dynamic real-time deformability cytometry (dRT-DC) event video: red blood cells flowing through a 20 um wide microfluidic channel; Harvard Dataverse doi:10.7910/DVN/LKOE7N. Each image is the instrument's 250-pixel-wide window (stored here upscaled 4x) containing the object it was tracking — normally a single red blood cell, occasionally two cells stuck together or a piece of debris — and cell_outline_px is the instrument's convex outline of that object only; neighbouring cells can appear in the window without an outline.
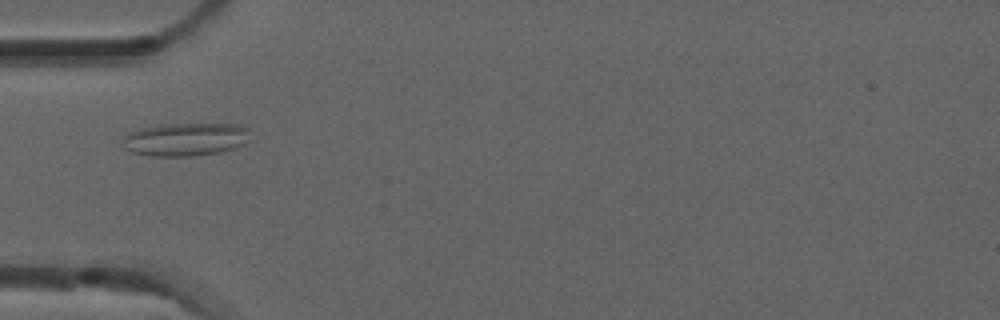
{"species": "common noctule bat (a hibernating species)", "species_latin": "Nyctalus noctula", "temperature_condition": "room temperature", "stored_images_in_passage": 4, "camera_frame_rate_fps": 3000, "um_per_image_px": 0.085, "animal": {"sex": "male", "forearm_length_mm": 52.5}, "frame": {"image": 1, "passage_image": 1, "time_ms": 0.0, "image_size_px": [1000, 320], "cell_outline_px": [[248, 140], [244, 144], [220, 152], [192, 156], [152, 156], [132, 152], [124, 148], [124, 136], [128, 132], [140, 128], [160, 124], [240, 124], [248, 128]], "centroid_in_image_um": [15.75, 11.84], "position_along_channel_um": 69.3, "area_um2": 24.62}}
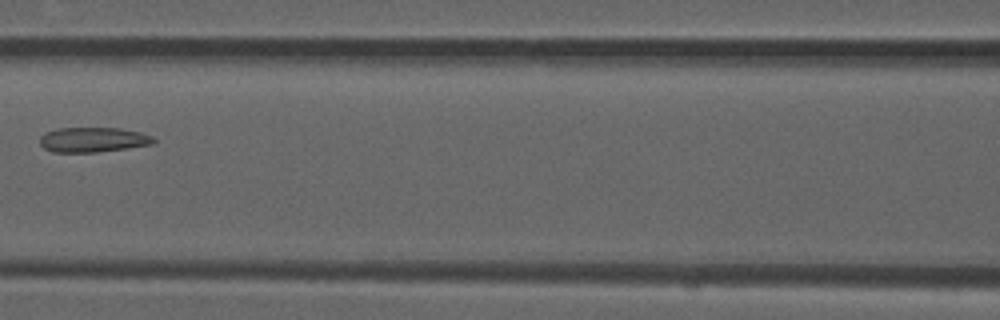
{"frame": {"image": 2, "passage_image": 3, "time_ms": 0.667, "image_size_px": [1000, 320], "cell_outline_px": [[156, 140], [152, 144], [128, 148], [96, 152], [52, 152], [44, 148], [40, 144], [40, 136], [44, 132], [56, 128], [120, 128], [140, 132], [152, 136]], "centroid_in_image_um": [7.88, 11.87], "position_along_channel_um": 158.7, "area_um2": 16.59}}
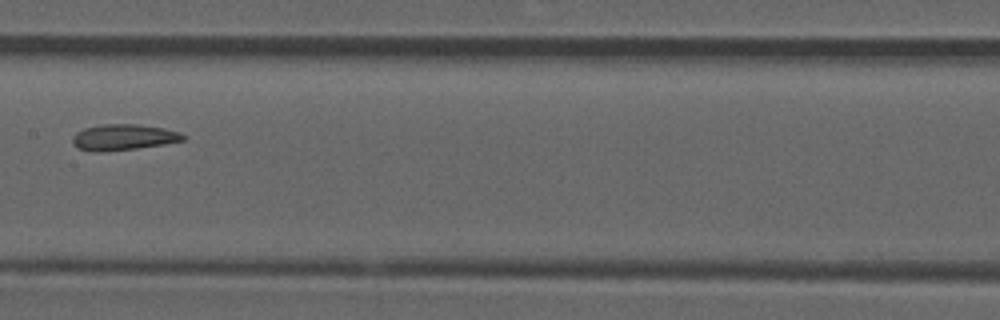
{"frame": {"image": 3, "passage_image": 4, "time_ms": 1.0, "image_size_px": [1000, 320], "cell_outline_px": [[184, 140], [164, 144], [136, 148], [100, 152], [92, 152], [76, 148], [72, 144], [72, 136], [76, 132], [84, 128], [104, 124], [140, 124], [164, 128], [180, 132], [184, 136]], "centroid_in_image_um": [10.44, 11.66], "position_along_channel_um": 197.0, "area_um2": 16.82}}